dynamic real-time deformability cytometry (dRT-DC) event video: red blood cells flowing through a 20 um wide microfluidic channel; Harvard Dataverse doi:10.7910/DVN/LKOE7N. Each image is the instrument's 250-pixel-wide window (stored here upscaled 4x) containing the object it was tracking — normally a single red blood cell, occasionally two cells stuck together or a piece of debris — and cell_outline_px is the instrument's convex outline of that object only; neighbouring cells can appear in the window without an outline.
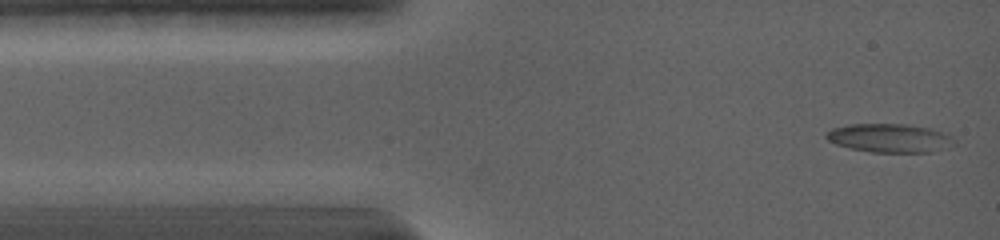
{"species": "common noctule bat (a hibernating species)", "species_latin": "Nyctalus noctula", "temperature_condition": "warm", "stored_images_in_passage": 45, "camera_frame_rate_fps": 5000, "um_per_image_px": 0.085, "animal": {"sex": "female", "body_mass_g": 19.0, "forearm_length_mm": 56.7}, "frame": {"image": 1, "passage_image": 1, "time_ms": 0.0, "image_size_px": [1000, 240], "cell_outline_px": [[956, 144], [948, 148], [932, 152], [872, 152], [848, 148], [836, 144], [828, 140], [824, 136], [824, 132], [832, 128], [848, 124], [908, 124], [932, 128], [944, 132], [952, 136], [956, 140]], "centroid_in_image_um": [75.65, 11.73], "position_along_channel_um": 9.3, "area_um2": 21.85}}
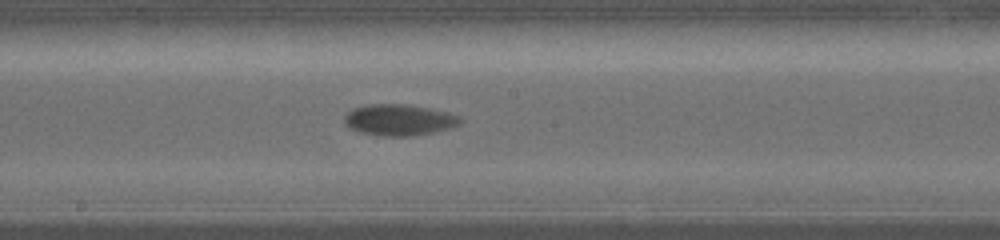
{"frame": {"image": 2, "passage_image": 20, "time_ms": 7.4, "image_size_px": [1000, 240], "cell_outline_px": [[460, 124], [448, 128], [432, 132], [412, 136], [384, 136], [360, 132], [348, 128], [344, 124], [344, 116], [352, 108], [372, 104], [400, 104], [448, 112], [460, 116]], "centroid_in_image_um": [33.86, 10.2], "position_along_channel_um": 214.3, "area_um2": 20.81}}
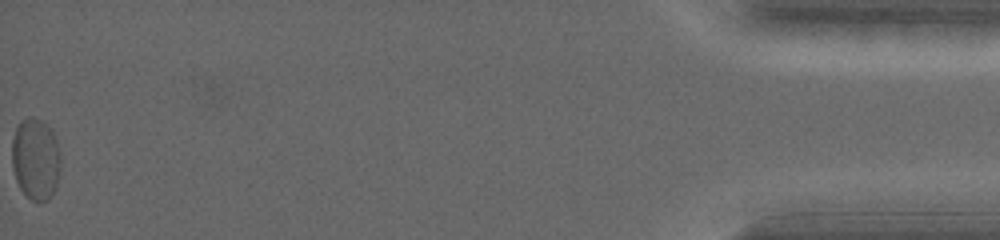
{"frame": {"image": 3, "passage_image": 45, "time_ms": 17.4, "image_size_px": [1000, 240], "cell_outline_px": [[60, 168], [56, 184], [48, 200], [32, 200], [20, 188], [16, 180], [12, 168], [12, 136], [20, 120], [28, 116], [32, 116], [44, 120], [52, 132], [56, 140], [60, 152]], "centroid_in_image_um": [3.01, 13.45], "position_along_channel_um": 432.2, "area_um2": 23.24}, "authors_computed_cell_mechanics": {"area_um2": 20.3456, "velocity_mm_per_s": 3.6681, "shape_relaxation_time_tau1_ms": 2.6485, "shape_relaxation_time_tau2_ms": null, "deformation_change_tau1": 0.0907, "deformation_change_tau2": null}}